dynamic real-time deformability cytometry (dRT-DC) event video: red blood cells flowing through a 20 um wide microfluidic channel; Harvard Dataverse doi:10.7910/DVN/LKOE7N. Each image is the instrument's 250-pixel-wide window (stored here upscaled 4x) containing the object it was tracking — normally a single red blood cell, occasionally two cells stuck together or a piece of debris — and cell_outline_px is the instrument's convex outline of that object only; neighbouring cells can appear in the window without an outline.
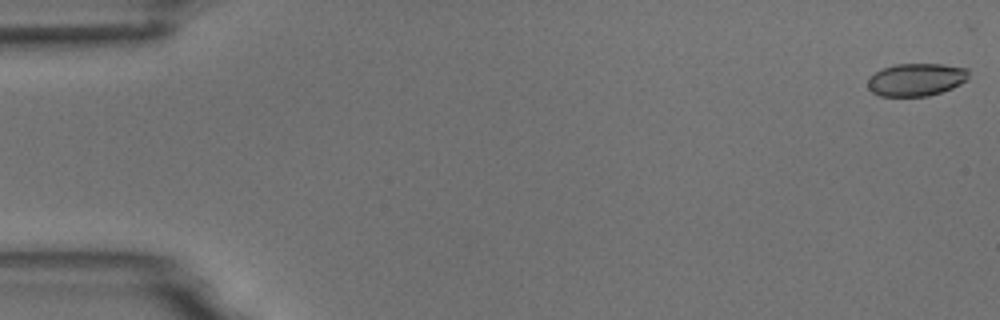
{"species": "common noctule bat (a hibernating species)", "species_latin": "Nyctalus noctula", "temperature_condition": "room temperature", "stored_images_in_passage": 5, "camera_frame_rate_fps": 3000, "um_per_image_px": 0.085, "animal": {"sex": "male", "body_mass_g": 18.8}, "frame": {"image": 1, "passage_image": 1, "time_ms": 0.0, "image_size_px": [1000, 320], "cell_outline_px": [[968, 80], [952, 88], [928, 96], [880, 96], [872, 92], [868, 88], [868, 76], [884, 68], [896, 64], [944, 64], [968, 68]], "centroid_in_image_um": [77.88, 6.76], "position_along_channel_um": 7.1, "area_um2": 19.31}}
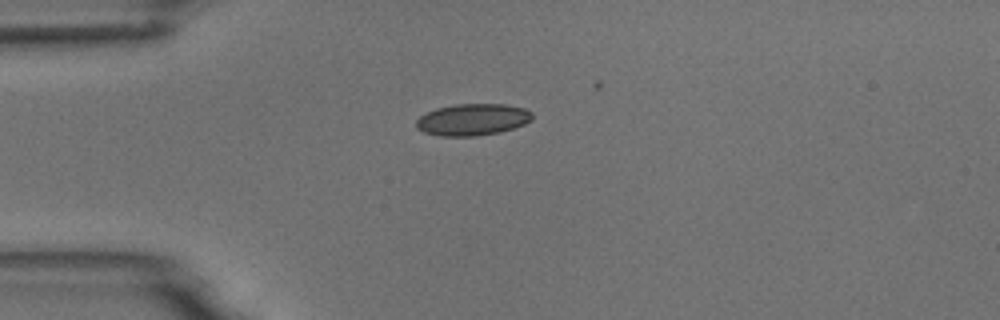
{"frame": {"image": 2, "passage_image": 5, "time_ms": 4.333, "image_size_px": [1000, 320], "cell_outline_px": [[532, 116], [524, 124], [500, 132], [476, 136], [440, 136], [424, 132], [416, 128], [416, 120], [420, 116], [436, 108], [456, 104], [504, 104], [524, 108], [532, 112]], "centroid_in_image_um": [40.14, 10.16], "position_along_channel_um": 44.9, "area_um2": 21.33}}